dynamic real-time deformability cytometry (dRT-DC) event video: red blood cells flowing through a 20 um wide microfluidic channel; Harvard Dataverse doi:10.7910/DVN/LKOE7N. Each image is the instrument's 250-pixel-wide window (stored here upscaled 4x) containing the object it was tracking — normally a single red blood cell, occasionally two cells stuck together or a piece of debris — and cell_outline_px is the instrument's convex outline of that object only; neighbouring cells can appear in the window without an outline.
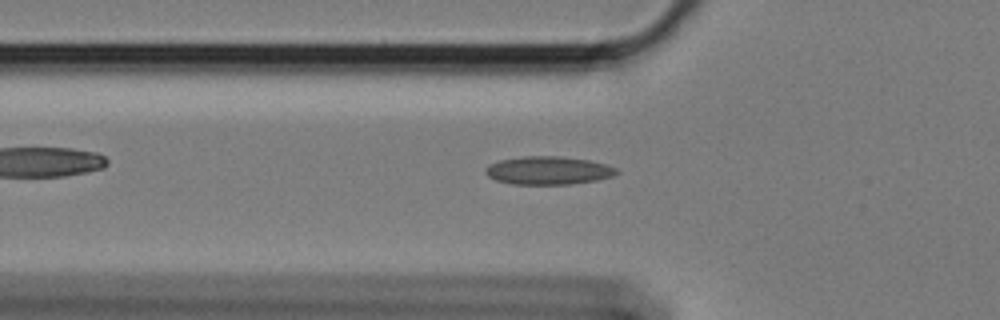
{"species": "Egyptian fruit bat (a non-hibernating species)", "species_latin": "Rousettus aegyptiacus", "temperature_condition": "cold", "stored_images_in_passage": 44, "camera_frame_rate_fps": 3000, "um_per_image_px": 0.085, "animal": {"sex": "female"}, "frame": {"image": 1, "passage_image": 14, "time_ms": 4.333, "image_size_px": [1000, 320], "cell_outline_px": [[620, 172], [612, 176], [596, 180], [572, 184], [512, 184], [496, 180], [488, 176], [484, 172], [492, 164], [500, 160], [524, 156], [560, 156], [588, 160], [608, 164], [616, 168]], "centroid_in_image_um": [46.65, 14.49], "position_along_channel_um": 79.2, "area_um2": 21.39}}
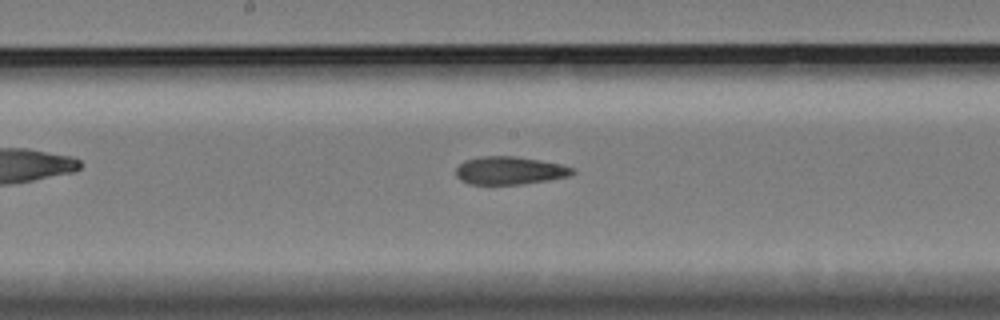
{"frame": {"image": 2, "passage_image": 25, "time_ms": 8.0, "image_size_px": [1000, 320], "cell_outline_px": [[576, 172], [568, 176], [548, 180], [524, 184], [468, 184], [460, 180], [456, 176], [456, 168], [464, 160], [480, 156], [516, 156], [540, 160], [560, 164], [572, 168]], "centroid_in_image_um": [43.29, 14.49], "position_along_channel_um": 204.9, "area_um2": 19.02}}
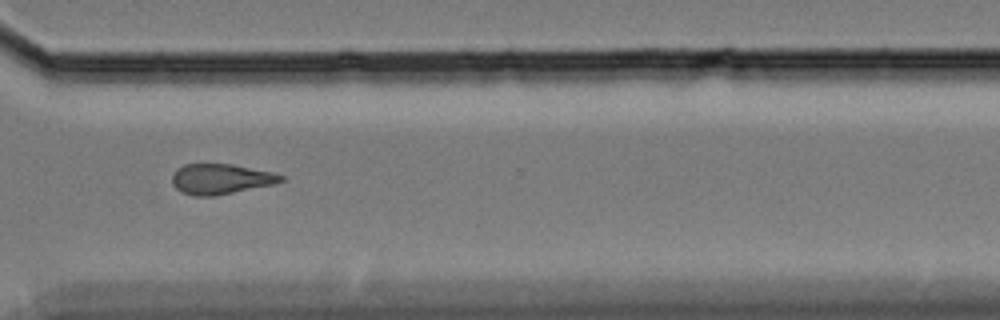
{"frame": {"image": 3, "passage_image": 38, "time_ms": 12.333, "image_size_px": [1000, 320], "cell_outline_px": [[284, 180], [272, 184], [216, 196], [196, 196], [180, 192], [172, 184], [172, 176], [176, 168], [184, 164], [232, 164], [272, 172], [284, 176]], "centroid_in_image_um": [18.72, 15.21], "position_along_channel_um": 351.9, "area_um2": 19.19}, "authors_computed_cell_mechanics": {"area_um2": 19.652, "velocity_mm_per_s": 3.3962, "shape_relaxation_time_tau1_ms": null, "shape_relaxation_time_tau2_ms": 5.9939, "deformation_change_tau1": null, "deformation_change_tau2": 0.135}}